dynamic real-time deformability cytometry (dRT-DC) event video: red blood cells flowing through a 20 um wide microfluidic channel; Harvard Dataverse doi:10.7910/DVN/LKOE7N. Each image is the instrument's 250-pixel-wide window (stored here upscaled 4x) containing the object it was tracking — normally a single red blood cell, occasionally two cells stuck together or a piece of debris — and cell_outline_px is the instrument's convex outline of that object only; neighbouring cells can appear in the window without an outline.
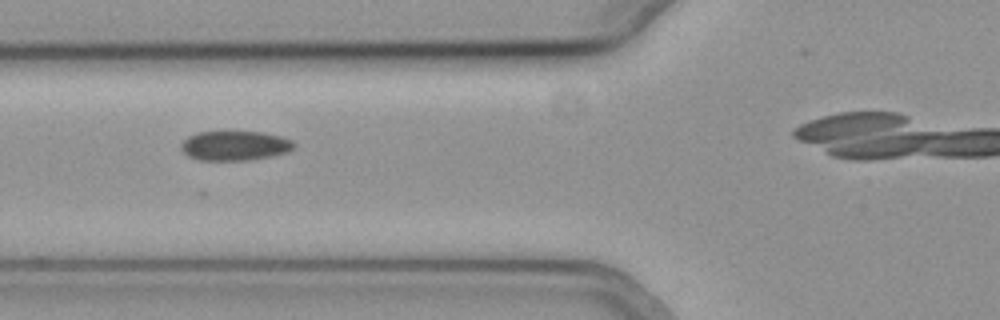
{"species": "common noctule bat (a hibernating species)", "species_latin": "Nyctalus noctula", "temperature_condition": "cold", "stored_images_in_passage": 38, "camera_frame_rate_fps": 3000, "um_per_image_px": 0.085, "animal": {"sex": "female", "body_mass_g": 19.3, "forearm_length_mm": 54.1}, "frame": {"image": 1, "passage_image": 14, "time_ms": 4.333, "image_size_px": [1000, 320], "cell_outline_px": [[296, 144], [288, 152], [268, 156], [244, 160], [200, 160], [188, 156], [180, 148], [180, 144], [188, 136], [196, 132], [264, 132], [280, 136], [292, 140]], "centroid_in_image_um": [19.93, 12.37], "position_along_channel_um": 105.9, "area_um2": 19.31}}
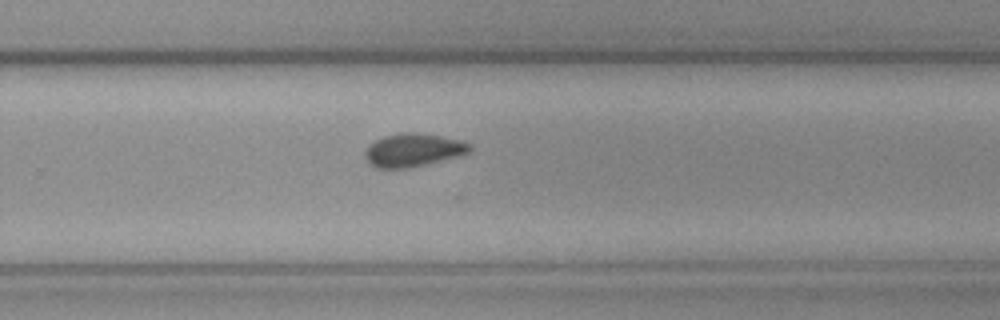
{"frame": {"image": 2, "passage_image": 29, "time_ms": 9.333, "image_size_px": [1000, 320], "cell_outline_px": [[472, 148], [468, 152], [408, 168], [376, 168], [364, 156], [364, 152], [368, 144], [384, 136], [400, 132], [420, 132], [460, 140], [472, 144]], "centroid_in_image_um": [35.06, 12.72], "position_along_channel_um": 294.7, "area_um2": 19.94}}
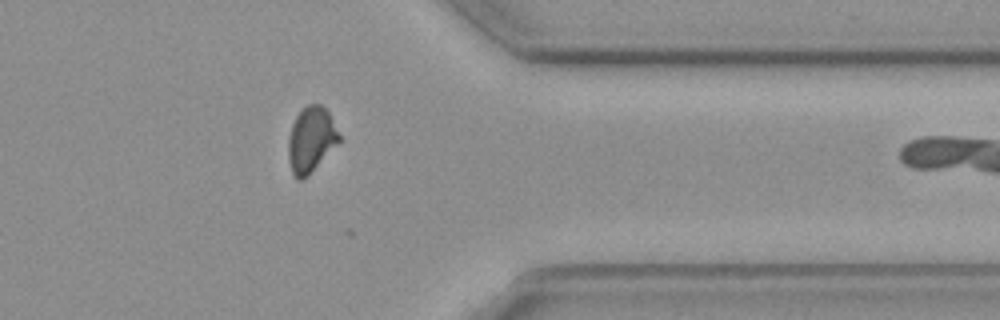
{"frame": {"image": 3, "passage_image": 37, "time_ms": 12.0, "image_size_px": [1000, 320], "cell_outline_px": [[340, 140], [308, 176], [300, 180], [296, 180], [292, 172], [288, 160], [288, 140], [292, 124], [296, 116], [308, 104], [320, 104], [328, 112], [340, 136]], "centroid_in_image_um": [26.41, 11.89], "position_along_channel_um": 385.0, "area_um2": 19.07}}